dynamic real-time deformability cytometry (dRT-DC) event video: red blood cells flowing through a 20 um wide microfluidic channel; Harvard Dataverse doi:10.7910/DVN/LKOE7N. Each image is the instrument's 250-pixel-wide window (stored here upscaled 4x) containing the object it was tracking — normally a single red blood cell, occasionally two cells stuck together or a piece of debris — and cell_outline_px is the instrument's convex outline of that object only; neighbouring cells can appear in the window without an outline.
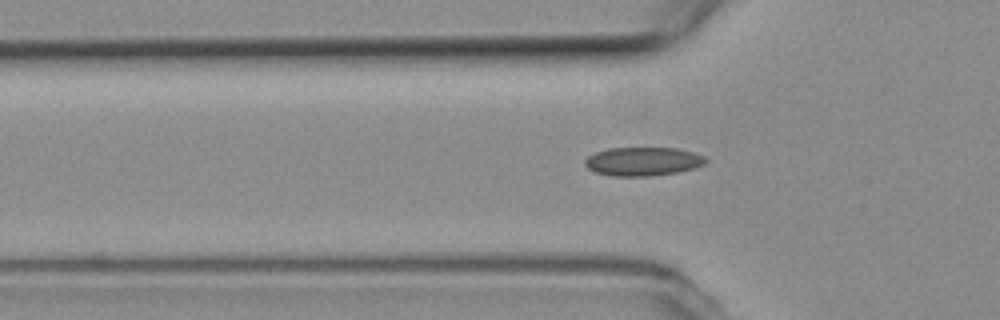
{"species": "common noctule bat (a hibernating species)", "species_latin": "Nyctalus noctula", "temperature_condition": "room temperature", "stored_images_in_passage": 40, "camera_frame_rate_fps": 3000, "um_per_image_px": 0.085, "animal": {"sex": "female", "body_mass_g": 19.3, "forearm_length_mm": 54.1}, "frame": {"image": 1, "passage_image": 8, "time_ms": 2.333, "image_size_px": [1000, 320], "cell_outline_px": [[708, 160], [704, 164], [692, 168], [676, 172], [652, 176], [612, 176], [596, 172], [588, 168], [584, 164], [584, 160], [588, 156], [596, 152], [608, 148], [676, 148], [692, 152], [704, 156]], "centroid_in_image_um": [54.62, 13.72], "position_along_channel_um": 71.2, "area_um2": 20.06}}
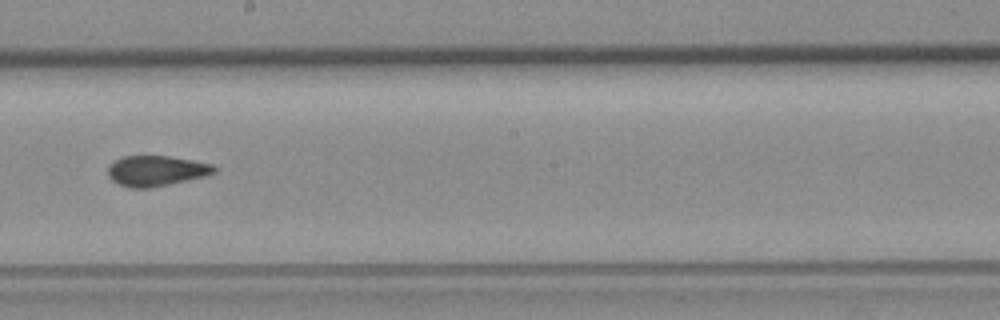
{"frame": {"image": 2, "passage_image": 21, "time_ms": 6.667, "image_size_px": [1000, 320], "cell_outline_px": [[216, 172], [204, 176], [168, 184], [148, 188], [128, 188], [112, 180], [108, 176], [108, 164], [120, 156], [168, 156], [192, 160], [212, 164], [216, 168]], "centroid_in_image_um": [13.23, 14.51], "position_along_channel_um": 235.0, "area_um2": 18.79}}
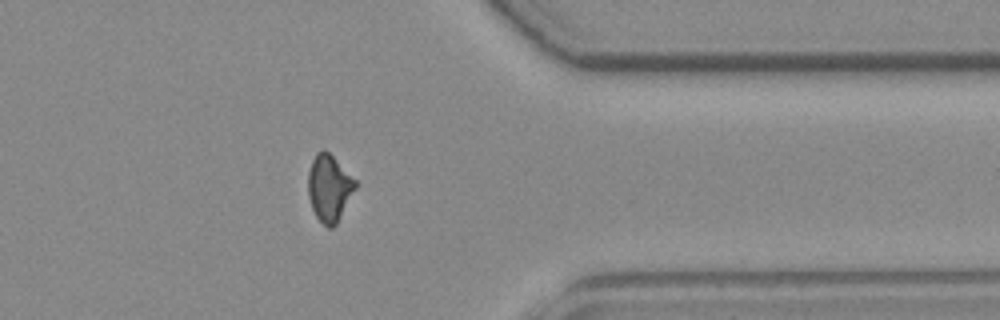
{"frame": {"image": 3, "passage_image": 34, "time_ms": 11.0, "image_size_px": [1000, 320], "cell_outline_px": [[356, 188], [336, 224], [332, 228], [328, 228], [316, 216], [312, 208], [308, 196], [308, 172], [312, 160], [316, 152], [324, 148], [356, 180]], "centroid_in_image_um": [27.97, 15.97], "position_along_channel_um": 383.4, "area_um2": 18.21}, "authors_computed_cell_mechanics": {"area_um2": 19.074, "velocity_mm_per_s": 3.7624, "shape_relaxation_time_tau1_ms": null, "shape_relaxation_time_tau2_ms": 2.2097, "deformation_change_tau1": null, "deformation_change_tau2": 0.0682}}